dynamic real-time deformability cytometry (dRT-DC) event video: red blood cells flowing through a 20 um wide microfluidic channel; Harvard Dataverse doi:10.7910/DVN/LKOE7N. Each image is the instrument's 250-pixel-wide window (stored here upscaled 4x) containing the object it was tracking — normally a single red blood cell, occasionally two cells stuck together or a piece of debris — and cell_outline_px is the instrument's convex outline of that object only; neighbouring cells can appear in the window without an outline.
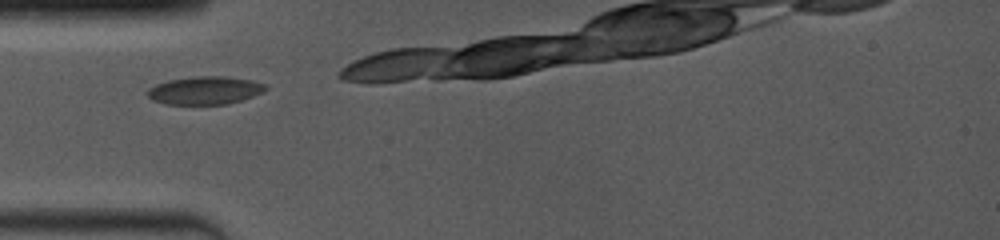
{"species": "common noctule bat (a hibernating species)", "species_latin": "Nyctalus noctula", "temperature_condition": "room temperature", "stored_images_in_passage": 6, "camera_frame_rate_fps": 4000, "um_per_image_px": 0.085, "animal": {"sex": "female", "body_mass_g": 19.0, "forearm_length_mm": 53.3}, "frame": {"image": 1, "passage_image": 1, "time_ms": 0.0, "image_size_px": [1000, 240], "cell_outline_px": [[268, 88], [264, 92], [228, 104], [164, 104], [152, 100], [148, 96], [148, 88], [156, 84], [168, 80], [196, 76], [228, 76], [252, 80], [268, 84]], "centroid_in_image_um": [17.45, 7.67], "position_along_channel_um": 67.6, "area_um2": 19.42}}